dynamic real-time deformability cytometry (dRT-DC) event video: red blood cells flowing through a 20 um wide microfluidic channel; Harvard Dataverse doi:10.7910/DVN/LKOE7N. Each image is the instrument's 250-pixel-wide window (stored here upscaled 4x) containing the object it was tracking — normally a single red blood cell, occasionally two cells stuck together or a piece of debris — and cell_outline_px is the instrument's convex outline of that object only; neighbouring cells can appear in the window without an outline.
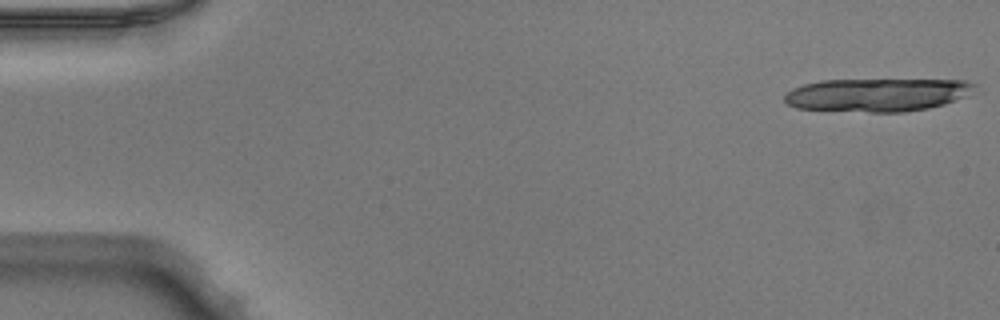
{"species": "Egyptian fruit bat (a non-hibernating species)", "species_latin": "Rousettus aegyptiacus", "temperature_condition": "warm", "stored_images_in_passage": 17, "camera_frame_rate_fps": 3000, "um_per_image_px": 0.085, "animal": {"sex": "male"}, "frame": {"image": 1, "passage_image": 1, "time_ms": 0.0, "image_size_px": [1000, 320], "cell_outline_px": [[976, 84], [960, 96], [944, 104], [928, 108], [904, 112], [868, 112], [796, 108], [788, 104], [784, 100], [784, 96], [792, 88], [804, 84], [820, 80], [968, 80]], "centroid_in_image_um": [74.45, 8.06], "position_along_channel_um": 10.5, "area_um2": 36.18}}